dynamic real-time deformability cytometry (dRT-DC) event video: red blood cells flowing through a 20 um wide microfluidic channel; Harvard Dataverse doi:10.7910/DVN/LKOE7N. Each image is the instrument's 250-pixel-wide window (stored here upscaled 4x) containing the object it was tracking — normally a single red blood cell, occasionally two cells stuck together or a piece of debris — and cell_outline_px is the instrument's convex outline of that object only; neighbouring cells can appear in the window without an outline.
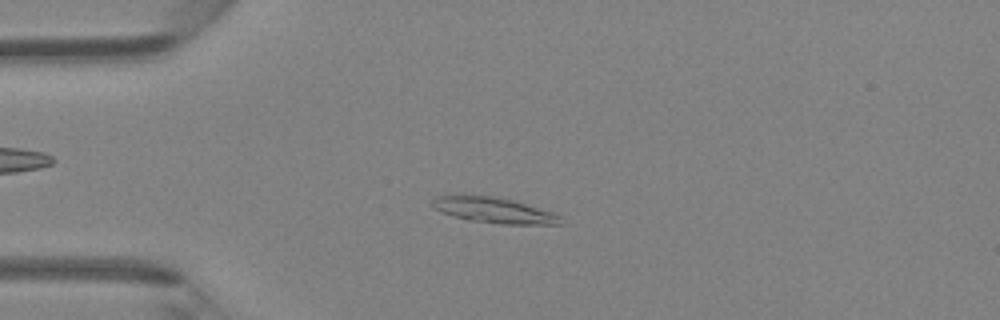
{"species": "Egyptian fruit bat (a non-hibernating species)", "species_latin": "Rousettus aegyptiacus", "temperature_condition": "room temperature", "stored_images_in_passage": 40, "camera_frame_rate_fps": 3000, "um_per_image_px": 0.085, "animal": {"sex": "female"}, "frame": {"image": 1, "passage_image": 6, "time_ms": 1.667, "image_size_px": [1000, 320], "cell_outline_px": [[564, 224], [504, 224], [468, 220], [452, 216], [440, 212], [432, 208], [432, 196], [496, 196], [516, 200], [552, 212], [560, 216]], "centroid_in_image_um": [41.98, 17.87], "position_along_channel_um": 43.0, "area_um2": 19.19}}
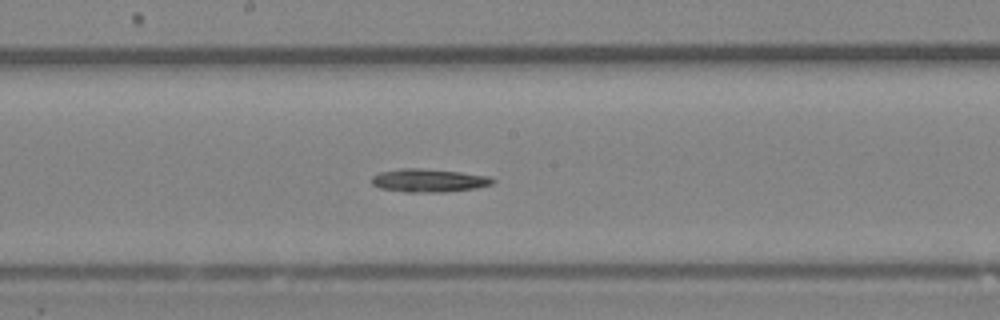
{"frame": {"image": 2, "passage_image": 19, "time_ms": 6.0, "image_size_px": [1000, 320], "cell_outline_px": [[496, 180], [492, 184], [476, 188], [444, 192], [404, 192], [380, 188], [372, 184], [372, 176], [380, 172], [400, 168], [420, 168], [460, 172], [488, 176]], "centroid_in_image_um": [36.43, 15.34], "position_along_channel_um": 211.8, "area_um2": 16.36}}
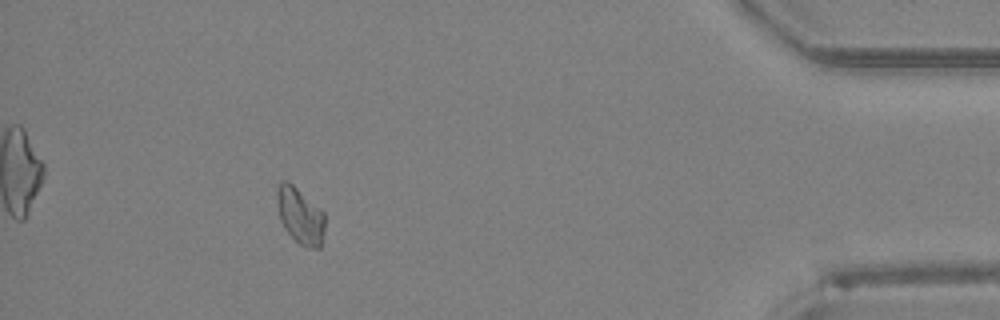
{"frame": {"image": 3, "passage_image": 36, "time_ms": 11.667, "image_size_px": [1000, 320], "cell_outline_px": [[324, 232], [320, 248], [308, 248], [300, 244], [284, 228], [280, 220], [276, 204], [276, 188], [280, 180], [288, 180], [324, 212]], "centroid_in_image_um": [25.48, 18.3], "position_along_channel_um": 409.7, "area_um2": 15.84}}